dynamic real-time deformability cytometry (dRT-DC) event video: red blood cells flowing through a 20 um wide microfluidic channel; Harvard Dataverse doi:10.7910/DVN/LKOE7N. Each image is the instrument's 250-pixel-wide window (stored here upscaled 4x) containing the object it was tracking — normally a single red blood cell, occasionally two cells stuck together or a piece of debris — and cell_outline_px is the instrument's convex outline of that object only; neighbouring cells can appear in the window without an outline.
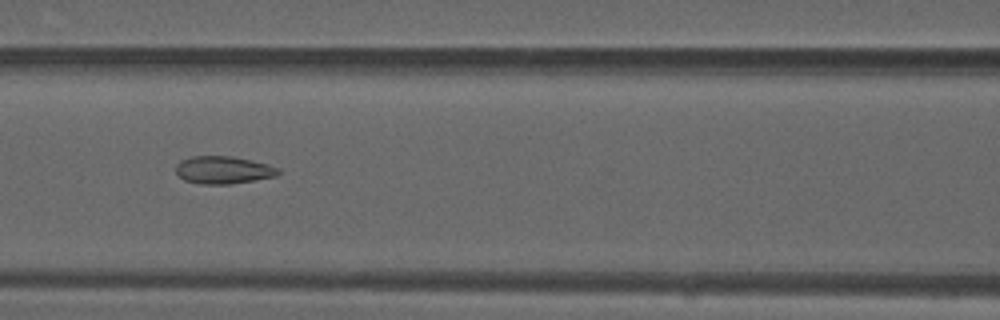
{"species": "common noctule bat (a hibernating species)", "species_latin": "Nyctalus noctula", "temperature_condition": "warm", "stored_images_in_passage": 48, "camera_frame_rate_fps": 3000, "um_per_image_px": 0.085, "animal": {"sex": "male", "forearm_length_mm": 52.5}, "frame": {"image": 1, "passage_image": 20, "time_ms": 6.333, "image_size_px": [1000, 320], "cell_outline_px": [[280, 172], [276, 176], [232, 184], [200, 184], [184, 180], [176, 172], [176, 164], [180, 160], [192, 156], [232, 156], [268, 164], [280, 168]], "centroid_in_image_um": [18.98, 14.45], "position_along_channel_um": 147.6, "area_um2": 16.53}}
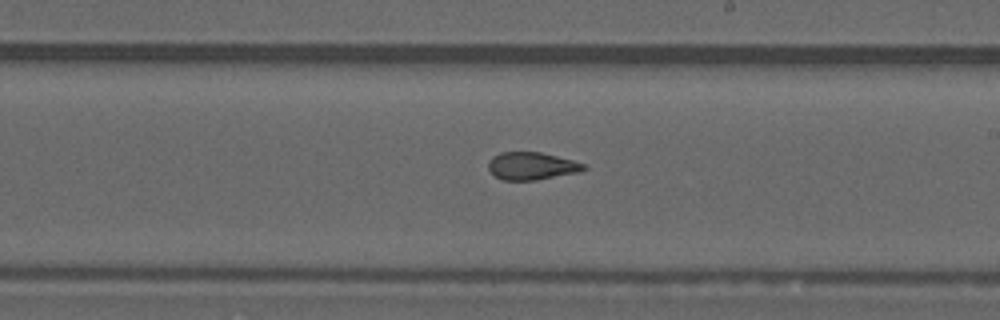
{"frame": {"image": 2, "passage_image": 27, "time_ms": 8.667, "image_size_px": [1000, 320], "cell_outline_px": [[588, 168], [580, 172], [536, 180], [504, 180], [496, 176], [488, 168], [488, 164], [492, 156], [500, 152], [540, 152], [572, 160], [584, 164]], "centroid_in_image_um": [45.2, 14.11], "position_along_channel_um": 243.8, "area_um2": 15.26}}
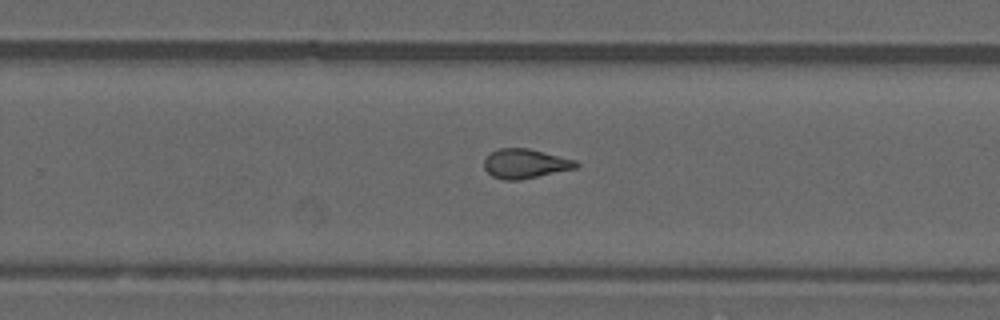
{"frame": {"image": 3, "passage_image": 30, "time_ms": 9.667, "image_size_px": [1000, 320], "cell_outline_px": [[580, 164], [576, 168], [520, 180], [504, 180], [492, 176], [484, 168], [484, 160], [492, 152], [500, 148], [528, 148], [576, 160]], "centroid_in_image_um": [44.65, 13.91], "position_along_channel_um": 285.2, "area_um2": 15.66}, "authors_computed_cell_mechanics": {"area_um2": 16.3863, "velocity_mm_per_s": 4.1441, "shape_relaxation_time_tau1_ms": null, "shape_relaxation_time_tau2_ms": 1.6661, "deformation_change_tau1": null, "deformation_change_tau2": 0.0866}}